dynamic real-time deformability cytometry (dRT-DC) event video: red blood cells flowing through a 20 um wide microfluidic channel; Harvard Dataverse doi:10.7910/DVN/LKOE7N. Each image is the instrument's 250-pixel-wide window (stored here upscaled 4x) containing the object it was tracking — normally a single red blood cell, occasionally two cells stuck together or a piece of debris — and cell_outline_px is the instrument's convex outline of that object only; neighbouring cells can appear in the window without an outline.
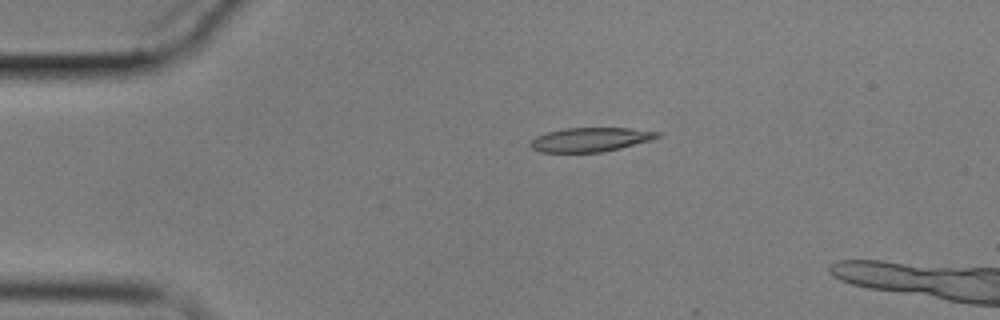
{"species": "common noctule bat (a hibernating species)", "species_latin": "Nyctalus noctula", "temperature_condition": "cold", "stored_images_in_passage": 5, "camera_frame_rate_fps": 3000, "um_per_image_px": 0.085, "animal": {"sex": "male", "body_mass_g": 17.9}, "frame": {"image": 1, "passage_image": 3, "time_ms": 2.333, "image_size_px": [1000, 320], "cell_outline_px": [[660, 136], [652, 140], [604, 152], [540, 152], [532, 148], [528, 144], [536, 136], [548, 132], [564, 128], [632, 128], [660, 132]], "centroid_in_image_um": [50.19, 11.86], "position_along_channel_um": 34.8, "area_um2": 17.86}}